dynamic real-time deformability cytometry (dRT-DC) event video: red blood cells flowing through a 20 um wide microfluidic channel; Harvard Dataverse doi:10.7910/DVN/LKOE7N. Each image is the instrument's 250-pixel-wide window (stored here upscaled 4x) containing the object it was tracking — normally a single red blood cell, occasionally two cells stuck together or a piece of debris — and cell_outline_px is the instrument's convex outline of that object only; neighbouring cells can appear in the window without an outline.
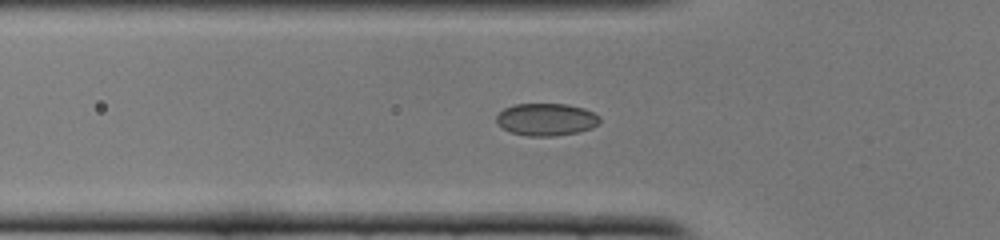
{"species": "common noctule bat (a hibernating species)", "species_latin": "Nyctalus noctula", "temperature_condition": "cold", "stored_images_in_passage": 40, "camera_frame_rate_fps": 3000, "um_per_image_px": 0.085, "animal": {"sex": "female", "body_mass_g": 22.0, "forearm_length_mm": 56.7}, "frame": {"image": 1, "passage_image": 6, "time_ms": 1.667, "image_size_px": [1000, 240], "cell_outline_px": [[600, 124], [592, 128], [580, 132], [556, 136], [528, 136], [512, 132], [504, 128], [496, 120], [496, 116], [504, 108], [516, 104], [568, 104], [584, 108], [600, 116]], "centroid_in_image_um": [46.49, 10.15], "position_along_channel_um": 79.3, "area_um2": 19.54}}
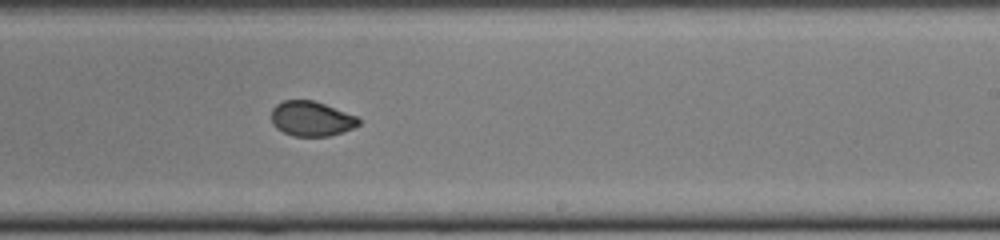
{"frame": {"image": 2, "passage_image": 20, "time_ms": 6.333, "image_size_px": [1000, 240], "cell_outline_px": [[360, 124], [352, 128], [328, 136], [292, 136], [276, 128], [272, 124], [272, 108], [276, 104], [284, 100], [312, 100], [324, 104], [356, 116], [360, 120]], "centroid_in_image_um": [26.43, 10.09], "position_along_channel_um": 262.6, "area_um2": 17.57}}
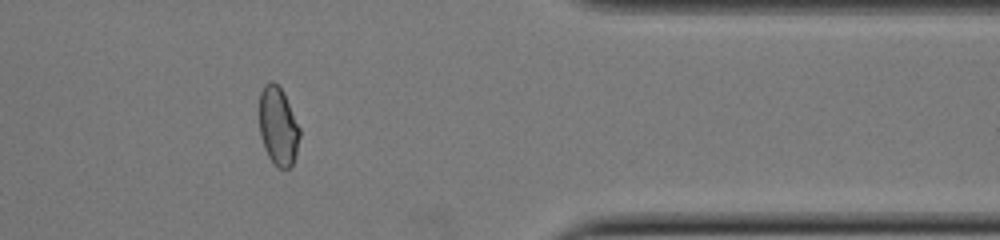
{"frame": {"image": 3, "passage_image": 31, "time_ms": 10.0, "image_size_px": [1000, 240], "cell_outline_px": [[300, 136], [296, 156], [292, 164], [288, 168], [280, 168], [268, 156], [264, 148], [260, 136], [260, 92], [264, 84], [268, 80], [272, 80], [280, 88], [300, 128]], "centroid_in_image_um": [23.63, 10.73], "position_along_channel_um": 387.8, "area_um2": 18.21}, "authors_computed_cell_mechanics": {"area_um2": 18.9295, "velocity_mm_per_s": 3.928, "shape_relaxation_time_tau1_ms": null, "shape_relaxation_time_tau2_ms": 0.6486, "deformation_change_tau1": null, "deformation_change_tau2": 0.0354}}